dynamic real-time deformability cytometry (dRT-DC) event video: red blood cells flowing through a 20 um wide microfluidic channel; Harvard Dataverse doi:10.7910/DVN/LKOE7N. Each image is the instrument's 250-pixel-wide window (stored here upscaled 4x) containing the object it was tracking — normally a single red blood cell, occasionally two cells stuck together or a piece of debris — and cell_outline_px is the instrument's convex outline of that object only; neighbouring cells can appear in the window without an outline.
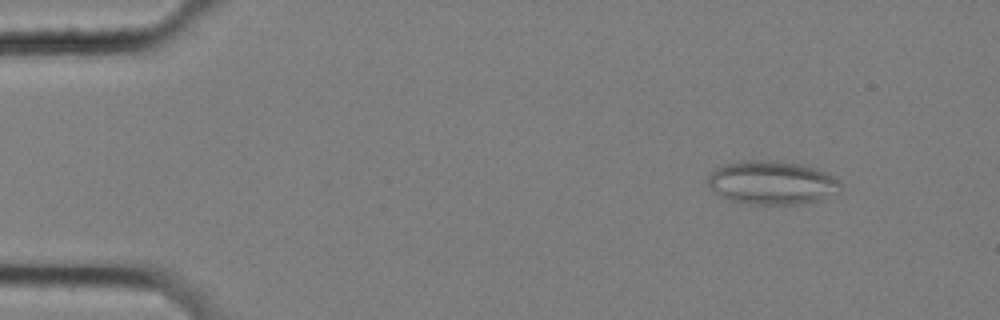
{"species": "common noctule bat (a hibernating species)", "species_latin": "Nyctalus noctula", "temperature_condition": "cold", "stored_images_in_passage": 58, "camera_frame_rate_fps": 3000, "um_per_image_px": 0.085, "animal": {"sex": "female", "body_mass_g": 25.1}, "frame": {"image": 1, "passage_image": 7, "time_ms": 2.0, "image_size_px": [1000, 320], "cell_outline_px": [[844, 184], [840, 192], [816, 200], [800, 204], [748, 204], [728, 200], [720, 196], [708, 184], [708, 176], [716, 168], [724, 164], [740, 160], [776, 160], [800, 164], [816, 168], [840, 180]], "centroid_in_image_um": [65.63, 15.52], "position_along_channel_um": 19.4, "area_um2": 33.93}}
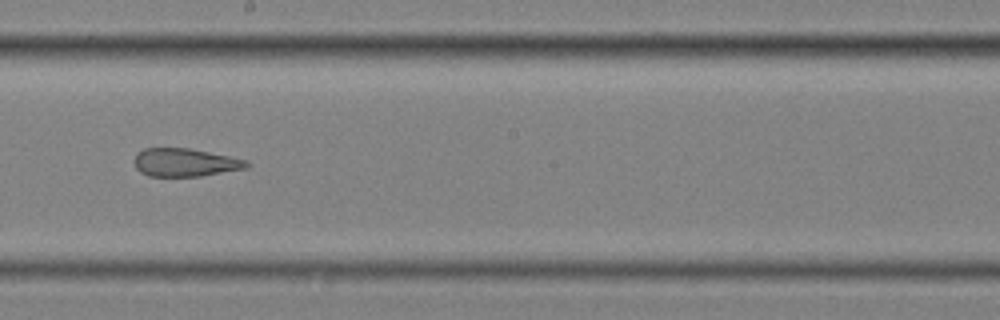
{"frame": {"image": 2, "passage_image": 33, "time_ms": 10.667, "image_size_px": [1000, 320], "cell_outline_px": [[252, 164], [248, 168], [200, 176], [148, 176], [140, 172], [136, 168], [132, 160], [144, 148], [188, 148], [248, 160]], "centroid_in_image_um": [15.74, 13.81], "position_along_channel_um": 232.5, "area_um2": 18.44}}
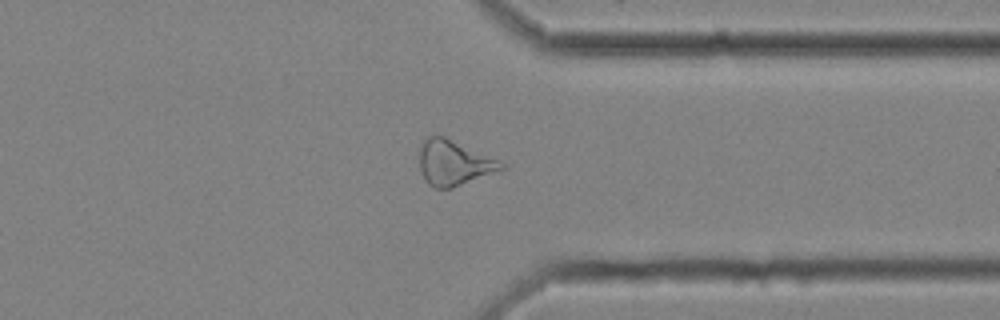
{"frame": {"image": 3, "passage_image": 45, "time_ms": 14.667, "image_size_px": [1000, 320], "cell_outline_px": [[504, 168], [452, 188], [436, 188], [428, 184], [420, 168], [420, 148], [424, 136], [444, 136], [500, 160], [504, 164]], "centroid_in_image_um": [38.55, 13.82], "position_along_channel_um": 372.8, "area_um2": 21.21}, "authors_computed_cell_mechanics": {"area_um2": 24.6228, "velocity_mm_per_s": 3.536, "shape_relaxation_time_tau1_ms": null, "shape_relaxation_time_tau2_ms": 2.7928, "deformation_change_tau1": null, "deformation_change_tau2": 0.1326}}